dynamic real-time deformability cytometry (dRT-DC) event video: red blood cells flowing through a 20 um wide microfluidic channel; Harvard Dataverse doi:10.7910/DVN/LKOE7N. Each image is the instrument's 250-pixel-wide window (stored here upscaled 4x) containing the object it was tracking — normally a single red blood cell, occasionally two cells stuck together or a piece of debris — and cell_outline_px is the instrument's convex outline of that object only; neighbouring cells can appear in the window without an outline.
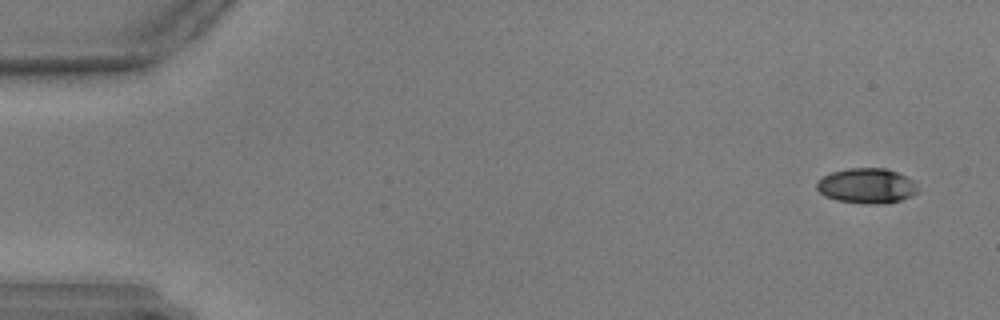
{"species": "common noctule bat (a hibernating species)", "species_latin": "Nyctalus noctula", "temperature_condition": "warm", "stored_images_in_passage": 58, "camera_frame_rate_fps": 3000, "um_per_image_px": 0.085, "animal": {"sex": "male", "body_mass_g": 17.9, "forearm_length_mm": 54.2}, "frame": {"image": 1, "passage_image": 3, "time_ms": 0.667, "image_size_px": [1000, 320], "cell_outline_px": [[916, 192], [912, 196], [888, 204], [868, 204], [836, 200], [824, 196], [816, 188], [816, 180], [832, 172], [848, 168], [884, 168], [896, 172], [912, 180], [916, 184]], "centroid_in_image_um": [73.64, 15.8], "position_along_channel_um": 11.4, "area_um2": 20.69}}
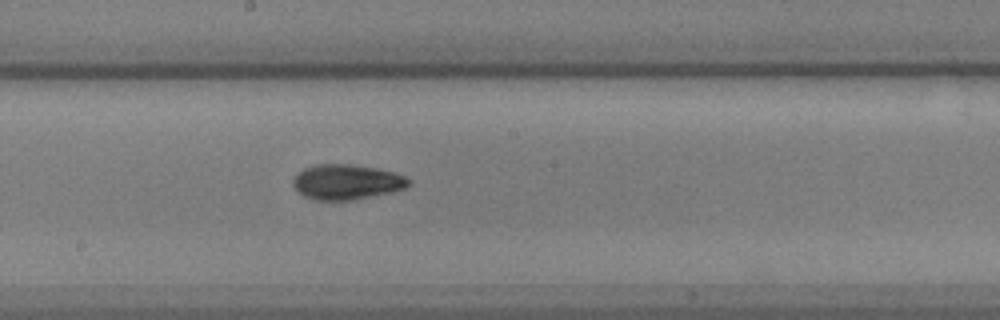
{"frame": {"image": 2, "passage_image": 32, "time_ms": 10.333, "image_size_px": [1000, 320], "cell_outline_px": [[412, 184], [404, 188], [392, 192], [352, 200], [312, 200], [296, 192], [292, 184], [292, 180], [304, 168], [316, 164], [352, 164], [396, 172], [412, 180]], "centroid_in_image_um": [29.46, 15.47], "position_along_channel_um": 218.7, "area_um2": 23.87}}
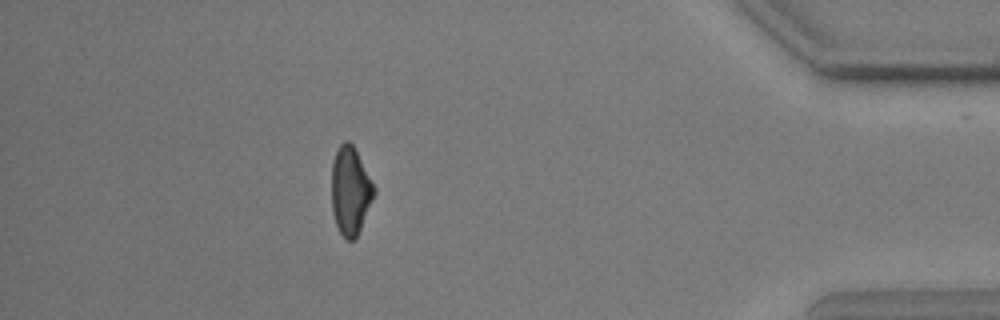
{"frame": {"image": 3, "passage_image": 52, "time_ms": 17.0, "image_size_px": [1000, 320], "cell_outline_px": [[376, 192], [360, 228], [356, 236], [352, 240], [344, 240], [336, 224], [332, 212], [332, 164], [336, 152], [340, 144], [344, 140], [348, 140], [352, 144], [376, 188]], "centroid_in_image_um": [29.77, 16.21], "position_along_channel_um": 405.4, "area_um2": 21.56}}